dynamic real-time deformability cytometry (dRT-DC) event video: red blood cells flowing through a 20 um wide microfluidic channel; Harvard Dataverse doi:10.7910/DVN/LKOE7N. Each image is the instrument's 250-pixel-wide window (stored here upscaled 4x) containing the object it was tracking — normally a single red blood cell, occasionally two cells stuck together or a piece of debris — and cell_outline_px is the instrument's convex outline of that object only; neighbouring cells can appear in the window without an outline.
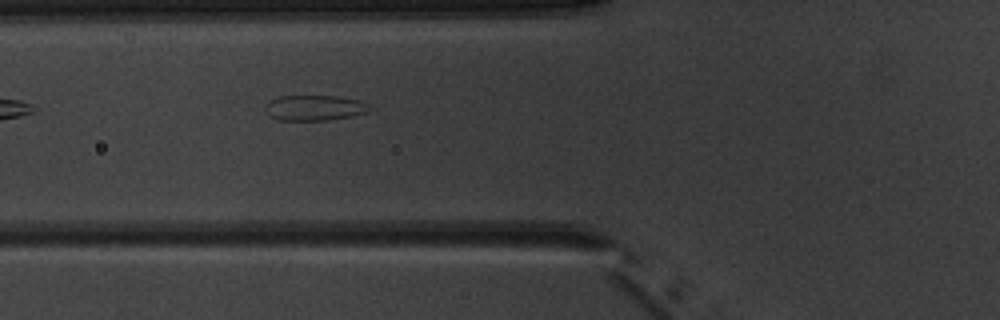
{"species": "common noctule bat (a hibernating species)", "species_latin": "Nyctalus noctula", "temperature_condition": "warm", "stored_images_in_passage": 5, "camera_frame_rate_fps": 3000, "um_per_image_px": 0.085, "animal": {"sex": "male", "body_mass_g": 20.1, "forearm_length_mm": 53.5}, "frame": {"image": 1, "passage_image": 5, "time_ms": 5.667, "image_size_px": [1000, 320], "cell_outline_px": [[376, 108], [368, 112], [352, 116], [328, 120], [280, 120], [268, 116], [264, 108], [264, 104], [268, 100], [276, 96], [340, 96], [360, 100]], "centroid_in_image_um": [26.74, 9.16], "position_along_channel_um": 99.1, "area_um2": 15.9}}